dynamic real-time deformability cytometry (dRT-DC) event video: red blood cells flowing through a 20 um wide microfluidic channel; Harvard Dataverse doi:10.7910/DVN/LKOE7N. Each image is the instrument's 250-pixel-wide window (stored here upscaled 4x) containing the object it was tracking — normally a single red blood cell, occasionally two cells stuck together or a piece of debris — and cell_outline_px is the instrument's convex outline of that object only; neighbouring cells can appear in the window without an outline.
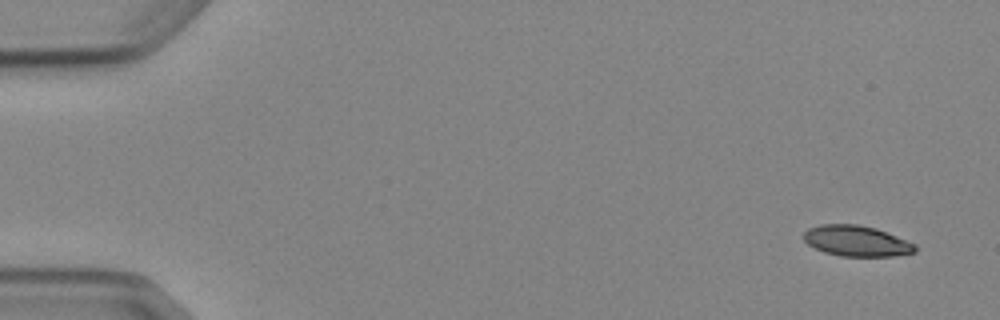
{"species": "Egyptian fruit bat (a non-hibernating species)", "species_latin": "Rousettus aegyptiacus", "temperature_condition": "cold", "stored_images_in_passage": 6, "camera_frame_rate_fps": 3000, "um_per_image_px": 0.085, "animal": {"sex": "female"}, "frame": {"image": 1, "passage_image": 1, "time_ms": 0.0, "image_size_px": [1000, 320], "cell_outline_px": [[916, 252], [892, 256], [840, 256], [824, 252], [808, 244], [804, 240], [804, 232], [808, 228], [820, 224], [856, 224], [876, 228], [916, 244]], "centroid_in_image_um": [72.8, 20.48], "position_along_channel_um": 12.2, "area_um2": 19.88}}
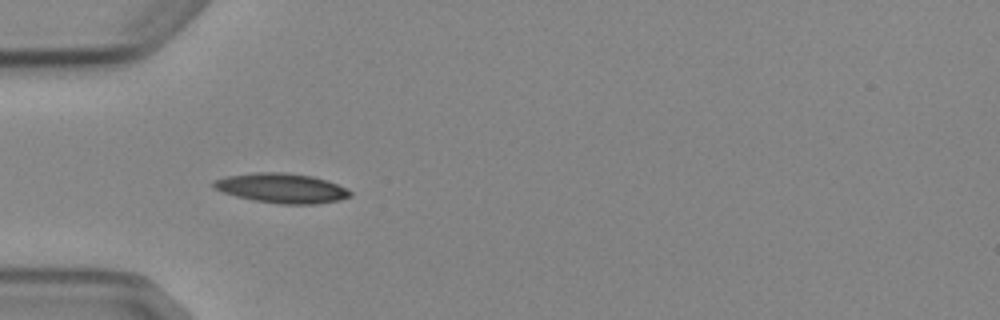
{"frame": {"image": 2, "passage_image": 5, "time_ms": 4.667, "image_size_px": [1000, 320], "cell_outline_px": [[352, 196], [340, 200], [316, 204], [280, 204], [252, 200], [236, 196], [212, 188], [212, 180], [228, 176], [256, 172], [284, 172], [312, 176], [348, 188], [352, 192]], "centroid_in_image_um": [23.94, 16.0], "position_along_channel_um": 61.1, "area_um2": 23.7}}
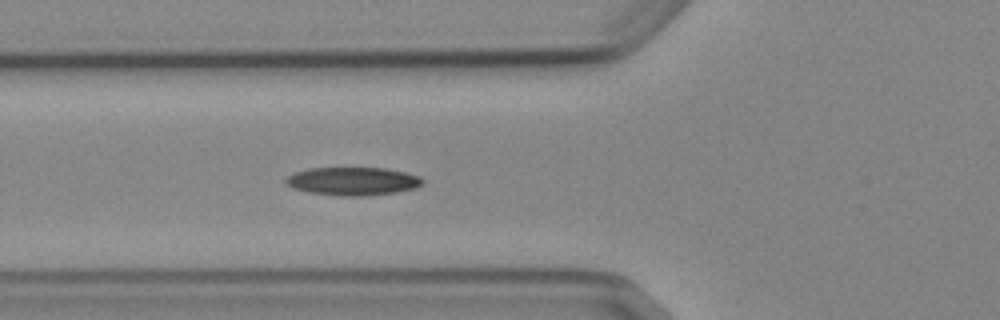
{"frame": {"image": 3, "passage_image": 6, "time_ms": 5.667, "image_size_px": [1000, 320], "cell_outline_px": [[424, 184], [416, 188], [396, 192], [364, 196], [344, 196], [312, 192], [292, 188], [284, 180], [292, 172], [308, 168], [384, 168], [404, 172], [420, 176], [424, 180]], "centroid_in_image_um": [30.01, 15.39], "position_along_channel_um": 95.8, "area_um2": 22.43}}